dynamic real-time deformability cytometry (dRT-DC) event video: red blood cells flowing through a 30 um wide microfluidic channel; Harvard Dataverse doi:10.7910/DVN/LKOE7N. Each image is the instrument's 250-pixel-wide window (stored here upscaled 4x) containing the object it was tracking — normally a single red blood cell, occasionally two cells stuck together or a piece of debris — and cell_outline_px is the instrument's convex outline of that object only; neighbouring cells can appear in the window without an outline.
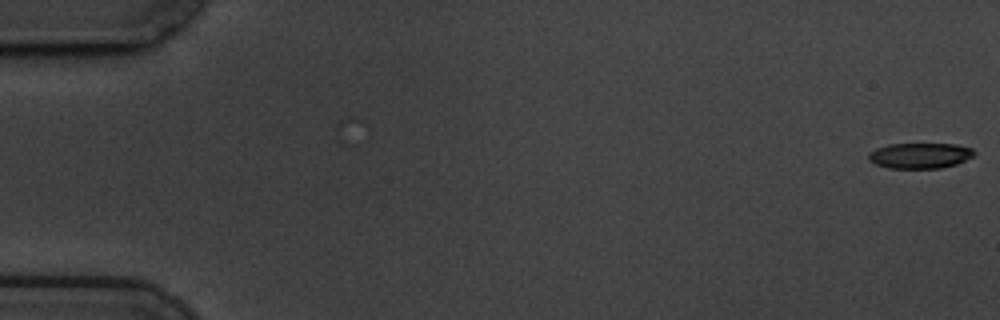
{"species": "common noctule bat (a hibernating species)", "species_latin": "Nyctalus noctula", "temperature_condition": "cold", "stored_images_in_passage": 6, "camera_frame_rate_fps": 3000, "um_per_image_px": 0.085, "animal": {"sex": "male", "body_mass_g": 19.5, "forearm_length_mm": 54.6}, "frame": {"image": 1, "passage_image": 6, "time_ms": 1.667, "image_size_px": [1000, 320], "cell_outline_px": [[976, 152], [972, 156], [956, 164], [940, 168], [888, 168], [876, 164], [868, 160], [868, 152], [876, 148], [888, 144], [956, 144], [972, 148]], "centroid_in_image_um": [78.17, 13.22], "position_along_channel_um": 6.8, "area_um2": 15.72}}